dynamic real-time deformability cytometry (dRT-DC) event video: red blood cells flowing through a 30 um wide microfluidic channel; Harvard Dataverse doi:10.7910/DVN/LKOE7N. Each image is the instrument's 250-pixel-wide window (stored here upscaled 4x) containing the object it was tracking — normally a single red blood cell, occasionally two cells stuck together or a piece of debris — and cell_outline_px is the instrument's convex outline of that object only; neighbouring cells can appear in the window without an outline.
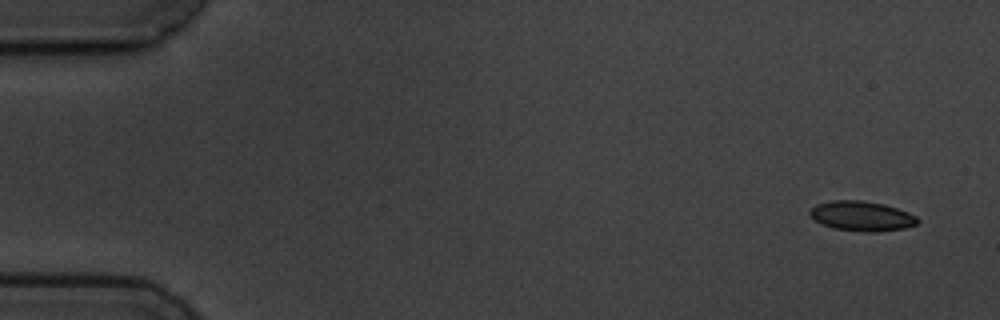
{"species": "common noctule bat (a hibernating species)", "species_latin": "Nyctalus noctula", "temperature_condition": "cold", "stored_images_in_passage": 4, "camera_frame_rate_fps": 3000, "um_per_image_px": 0.085, "animal": {"sex": "male", "body_mass_g": 19.5, "forearm_length_mm": 54.6}, "frame": {"image": 1, "passage_image": 1, "time_ms": 0.0, "image_size_px": [1000, 320], "cell_outline_px": [[920, 220], [916, 224], [904, 228], [876, 232], [864, 232], [832, 228], [816, 220], [808, 212], [816, 204], [832, 200], [860, 200], [884, 204], [908, 212], [916, 216]], "centroid_in_image_um": [73.26, 18.36], "position_along_channel_um": 11.7, "area_um2": 18.61}}
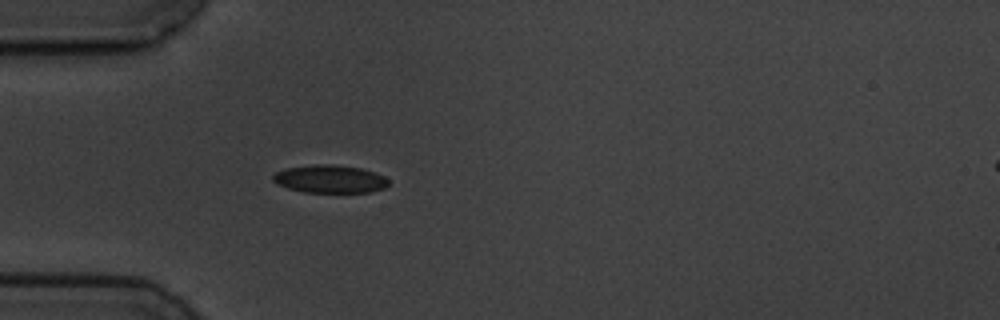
{"frame": {"image": 2, "passage_image": 4, "time_ms": 4.667, "image_size_px": [1000, 320], "cell_outline_px": [[388, 184], [384, 188], [368, 192], [304, 192], [288, 188], [276, 184], [272, 180], [272, 176], [276, 172], [284, 168], [316, 164], [332, 164], [360, 168], [384, 176], [388, 180]], "centroid_in_image_um": [27.99, 15.21], "position_along_channel_um": 57.0, "area_um2": 18.73}}